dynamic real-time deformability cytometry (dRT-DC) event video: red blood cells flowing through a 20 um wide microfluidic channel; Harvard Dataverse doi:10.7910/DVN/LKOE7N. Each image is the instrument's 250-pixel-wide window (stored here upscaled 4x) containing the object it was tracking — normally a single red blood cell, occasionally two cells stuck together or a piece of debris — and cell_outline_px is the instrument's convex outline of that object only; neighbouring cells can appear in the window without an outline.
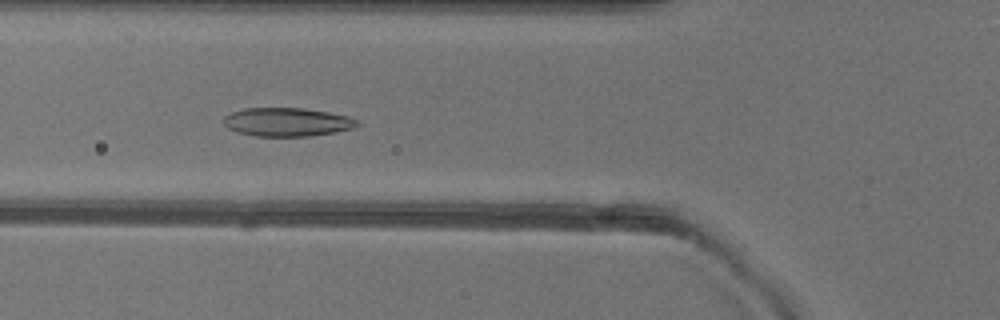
{"species": "common noctule bat (a hibernating species)", "species_latin": "Nyctalus noctula", "temperature_condition": "warm", "stored_images_in_passage": 50, "camera_frame_rate_fps": 3000, "um_per_image_px": 0.085, "animal": {"sex": "female"}, "frame": {"image": 1, "passage_image": 18, "time_ms": 5.667, "image_size_px": [1000, 320], "cell_outline_px": [[360, 124], [352, 128], [336, 132], [308, 136], [256, 136], [240, 132], [228, 128], [224, 124], [224, 116], [232, 112], [244, 108], [300, 108], [328, 112], [348, 116], [360, 120]], "centroid_in_image_um": [24.43, 10.37], "position_along_channel_um": 101.4, "area_um2": 22.14}}
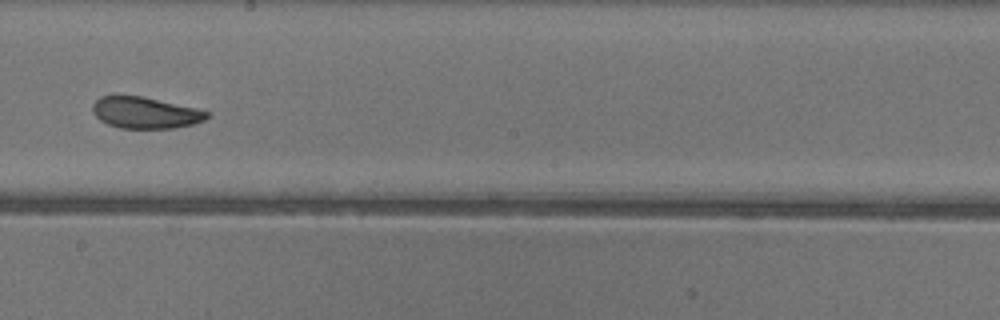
{"frame": {"image": 2, "passage_image": 28, "time_ms": 9.0, "image_size_px": [1000, 320], "cell_outline_px": [[208, 116], [204, 120], [192, 124], [176, 128], [120, 128], [108, 124], [100, 120], [92, 112], [92, 104], [100, 96], [140, 96], [196, 108], [208, 112]], "centroid_in_image_um": [12.31, 9.59], "position_along_channel_um": 235.9, "area_um2": 20.69}}
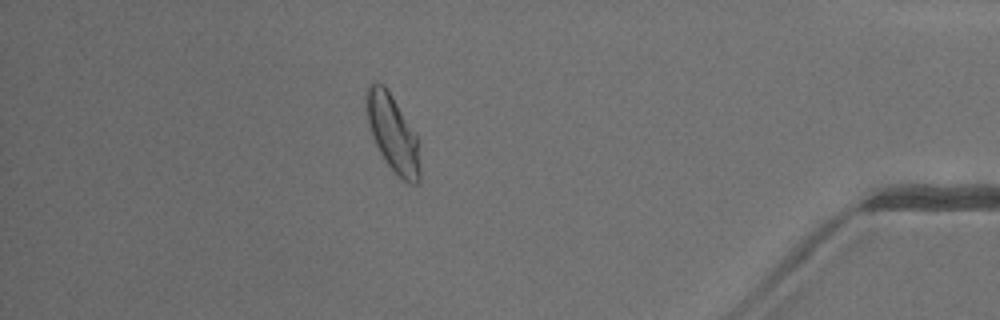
{"frame": {"image": 3, "passage_image": 44, "time_ms": 14.333, "image_size_px": [1000, 320], "cell_outline_px": [[420, 180], [416, 184], [412, 184], [404, 180], [384, 160], [372, 136], [368, 124], [364, 108], [364, 92], [368, 84], [372, 80], [376, 80], [384, 84], [392, 96], [416, 136], [420, 168]], "centroid_in_image_um": [33.31, 11.23], "position_along_channel_um": 401.9, "area_um2": 23.93}, "authors_computed_cell_mechanics": {"area_um2": 23.6402, "velocity_mm_per_s": 4.029, "shape_relaxation_time_tau1_ms": 5.6043, "shape_relaxation_time_tau2_ms": 1.4113, "deformation_change_tau1": 0.1515, "deformation_change_tau2": 0.0726}}